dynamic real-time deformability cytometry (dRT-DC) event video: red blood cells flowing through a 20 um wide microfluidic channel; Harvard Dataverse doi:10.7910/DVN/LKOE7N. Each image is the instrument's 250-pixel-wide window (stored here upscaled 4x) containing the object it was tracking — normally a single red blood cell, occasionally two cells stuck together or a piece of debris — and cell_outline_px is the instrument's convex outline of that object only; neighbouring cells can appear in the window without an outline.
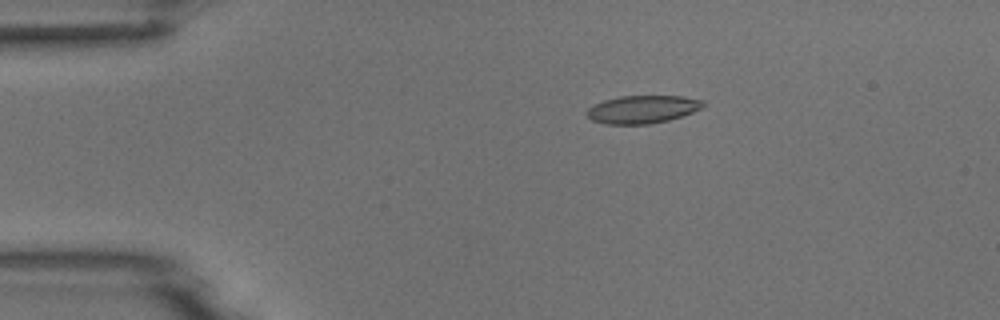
{"species": "common noctule bat (a hibernating species)", "species_latin": "Nyctalus noctula", "temperature_condition": "room temperature", "stored_images_in_passage": 8, "camera_frame_rate_fps": 3000, "um_per_image_px": 0.085, "animal": {"sex": "male", "body_mass_g": 18.8}, "frame": {"image": 1, "passage_image": 3, "time_ms": 3.0, "image_size_px": [1000, 320], "cell_outline_px": [[704, 104], [700, 108], [692, 112], [668, 120], [648, 124], [604, 124], [592, 120], [588, 116], [588, 108], [592, 104], [604, 100], [620, 96], [684, 96], [704, 100]], "centroid_in_image_um": [54.59, 9.28], "position_along_channel_um": 30.4, "area_um2": 18.79}}
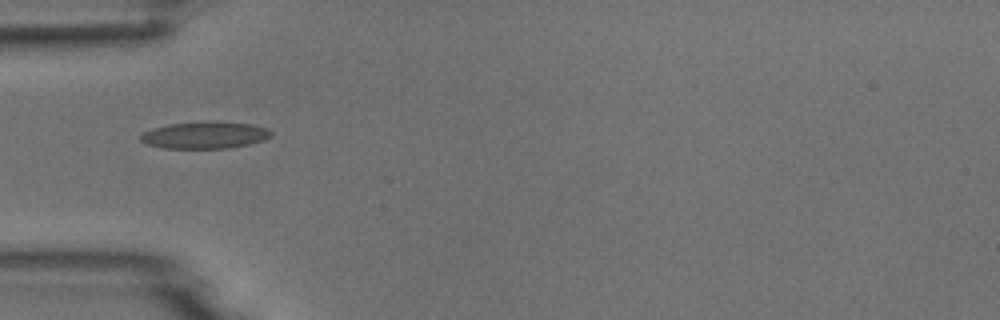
{"frame": {"image": 2, "passage_image": 5, "time_ms": 5.333, "image_size_px": [1000, 320], "cell_outline_px": [[272, 136], [264, 140], [248, 144], [228, 148], [164, 148], [148, 144], [140, 140], [140, 136], [144, 132], [152, 128], [168, 124], [200, 120], [216, 120], [252, 124], [268, 128], [272, 132]], "centroid_in_image_um": [17.44, 11.45], "position_along_channel_um": 67.6, "area_um2": 20.92}}